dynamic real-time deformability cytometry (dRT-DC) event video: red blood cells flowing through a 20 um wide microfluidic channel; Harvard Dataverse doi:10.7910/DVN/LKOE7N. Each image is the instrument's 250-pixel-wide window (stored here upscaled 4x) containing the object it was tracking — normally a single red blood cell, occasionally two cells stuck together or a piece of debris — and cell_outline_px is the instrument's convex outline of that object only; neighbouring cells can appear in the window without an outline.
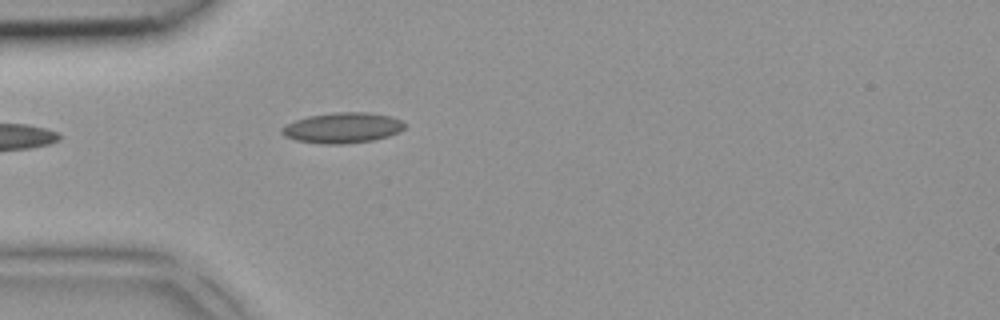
{"species": "common noctule bat (a hibernating species)", "species_latin": "Nyctalus noctula", "temperature_condition": "room temperature", "stored_images_in_passage": 3, "camera_frame_rate_fps": 3000, "um_per_image_px": 0.085, "animal": {"sex": "female", "body_mass_g": 18.4}, "frame": {"image": 1, "passage_image": 3, "time_ms": 0.667, "image_size_px": [1000, 320], "cell_outline_px": [[408, 124], [400, 132], [388, 136], [372, 140], [344, 144], [320, 144], [296, 140], [284, 136], [280, 132], [280, 128], [296, 120], [308, 116], [332, 112], [368, 112], [392, 116], [404, 120]], "centroid_in_image_um": [29.16, 10.86], "position_along_channel_um": 55.8, "area_um2": 22.14}}